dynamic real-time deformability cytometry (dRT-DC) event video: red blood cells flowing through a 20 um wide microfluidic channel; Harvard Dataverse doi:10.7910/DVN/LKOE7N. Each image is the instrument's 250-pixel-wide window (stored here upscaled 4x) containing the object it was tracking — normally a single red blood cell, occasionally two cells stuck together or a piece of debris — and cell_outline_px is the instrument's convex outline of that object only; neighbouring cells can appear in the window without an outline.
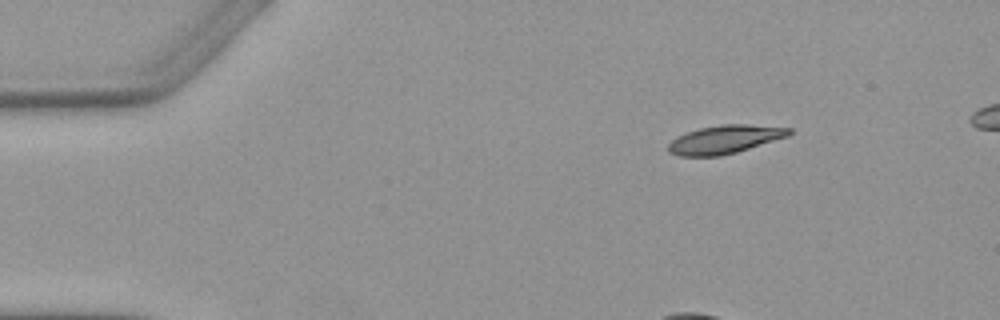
{"species": "Egyptian fruit bat (a non-hibernating species)", "species_latin": "Rousettus aegyptiacus", "temperature_condition": "warm", "stored_images_in_passage": 4, "camera_frame_rate_fps": 3000, "um_per_image_px": 0.085, "animal": {"sex": "female"}, "frame": {"image": 1, "passage_image": 1, "time_ms": 0.0, "image_size_px": [1000, 320], "cell_outline_px": [[792, 132], [788, 136], [736, 152], [720, 156], [680, 156], [668, 152], [668, 144], [676, 136], [700, 128], [720, 124], [748, 124], [792, 128]], "centroid_in_image_um": [61.59, 11.84], "position_along_channel_um": 23.4, "area_um2": 19.88}}